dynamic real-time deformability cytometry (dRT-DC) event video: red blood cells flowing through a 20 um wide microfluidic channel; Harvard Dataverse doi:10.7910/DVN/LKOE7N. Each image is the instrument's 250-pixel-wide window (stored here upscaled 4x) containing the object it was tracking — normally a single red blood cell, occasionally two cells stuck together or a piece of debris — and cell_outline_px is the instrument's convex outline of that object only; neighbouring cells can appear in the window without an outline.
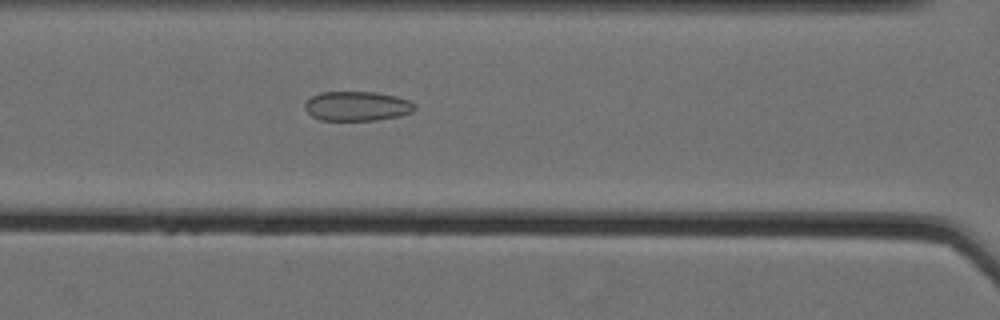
{"species": "Egyptian fruit bat (a non-hibernating species)", "species_latin": "Rousettus aegyptiacus", "temperature_condition": "cold", "stored_images_in_passage": 61, "camera_frame_rate_fps": 3000, "um_per_image_px": 0.085, "animal": {"sex": "female"}, "frame": {"image": 1, "passage_image": 31, "time_ms": 10.0, "image_size_px": [1000, 320], "cell_outline_px": [[416, 108], [412, 112], [400, 116], [376, 120], [320, 120], [312, 116], [304, 108], [304, 104], [312, 96], [320, 92], [376, 92], [396, 96], [408, 100], [416, 104]], "centroid_in_image_um": [30.36, 9.02], "position_along_channel_um": 136.2, "area_um2": 18.96}}
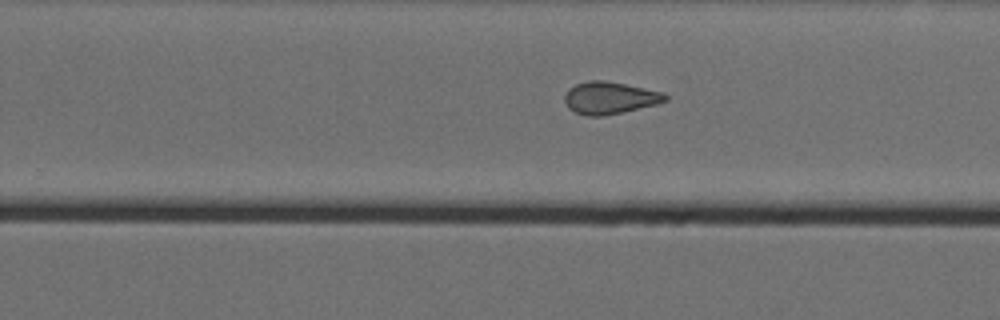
{"frame": {"image": 2, "passage_image": 43, "time_ms": 14.0, "image_size_px": [1000, 320], "cell_outline_px": [[668, 100], [656, 104], [620, 112], [600, 116], [588, 116], [576, 112], [568, 108], [564, 100], [564, 96], [568, 88], [576, 84], [588, 80], [604, 80], [664, 92], [668, 96]], "centroid_in_image_um": [51.8, 8.3], "position_along_channel_um": 278.0, "area_um2": 18.73}}
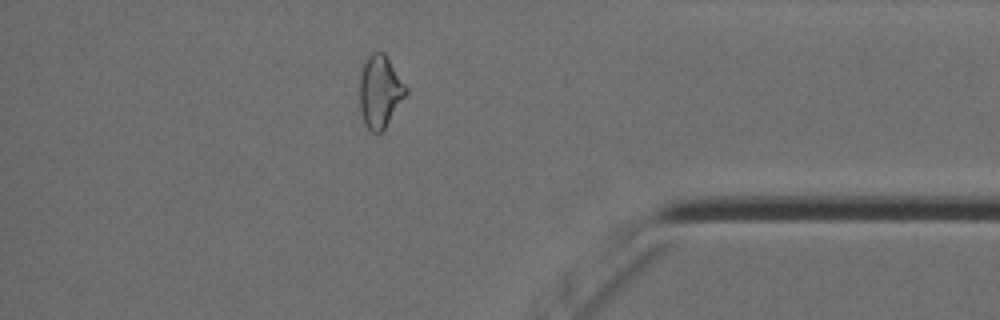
{"frame": {"image": 3, "passage_image": 55, "time_ms": 18.0, "image_size_px": [1000, 320], "cell_outline_px": [[408, 92], [384, 128], [380, 132], [372, 132], [364, 124], [360, 108], [360, 76], [364, 64], [368, 56], [372, 52], [384, 52], [408, 88]], "centroid_in_image_um": [32.3, 7.76], "position_along_channel_um": 402.9, "area_um2": 19.25}, "authors_computed_cell_mechanics": {"area_um2": 21.7328, "velocity_mm_per_s": 3.5567, "shape_relaxation_time_tau1_ms": null, "shape_relaxation_time_tau2_ms": 2.2251, "deformation_change_tau1": null, "deformation_change_tau2": 0.0925}}